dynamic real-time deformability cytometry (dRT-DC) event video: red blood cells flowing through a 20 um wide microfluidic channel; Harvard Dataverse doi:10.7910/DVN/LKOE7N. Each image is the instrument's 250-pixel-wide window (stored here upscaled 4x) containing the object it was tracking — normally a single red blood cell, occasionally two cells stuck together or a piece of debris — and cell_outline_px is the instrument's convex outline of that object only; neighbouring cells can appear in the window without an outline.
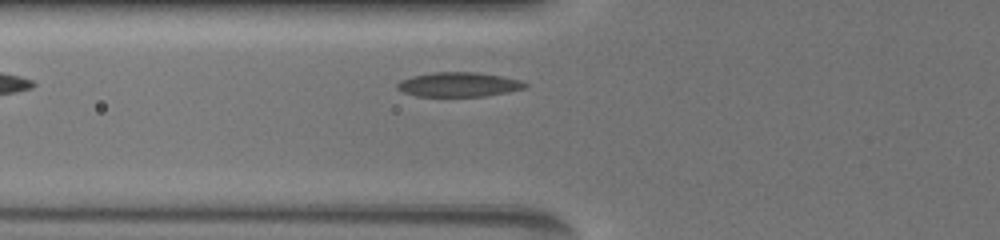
{"species": "common noctule bat (a hibernating species)", "species_latin": "Nyctalus noctula", "temperature_condition": "warm", "stored_images_in_passage": 3, "camera_frame_rate_fps": 3000, "um_per_image_px": 0.085, "animal": {"sex": "female", "body_mass_g": 19.5, "forearm_length_mm": 54.1}, "frame": {"image": 1, "passage_image": 3, "time_ms": 2.333, "image_size_px": [1000, 240], "cell_outline_px": [[528, 84], [524, 88], [484, 96], [420, 96], [404, 92], [396, 88], [396, 84], [400, 80], [412, 76], [432, 72], [476, 72], [500, 76], [516, 80]], "centroid_in_image_um": [38.91, 7.17], "position_along_channel_um": 86.9, "area_um2": 17.86}}